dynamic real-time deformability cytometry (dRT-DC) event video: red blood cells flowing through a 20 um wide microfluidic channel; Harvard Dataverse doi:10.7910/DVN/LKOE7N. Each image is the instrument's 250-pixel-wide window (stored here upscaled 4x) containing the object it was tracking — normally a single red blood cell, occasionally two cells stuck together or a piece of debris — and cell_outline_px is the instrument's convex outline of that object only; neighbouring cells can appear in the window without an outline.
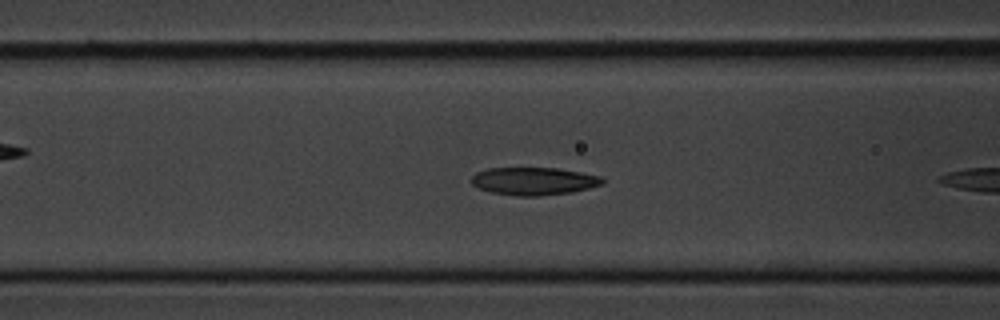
{"species": "common noctule bat (a hibernating species)", "species_latin": "Nyctalus noctula", "temperature_condition": "cold", "stored_images_in_passage": 43, "camera_frame_rate_fps": 3000, "um_per_image_px": 0.085, "animal": {"sex": "male", "body_mass_g": 20.1, "forearm_length_mm": 53.5}, "frame": {"image": 1, "passage_image": 8, "time_ms": 2.333, "image_size_px": [1000, 320], "cell_outline_px": [[604, 184], [572, 192], [536, 196], [516, 196], [492, 192], [480, 188], [472, 184], [472, 176], [476, 172], [488, 168], [560, 168], [600, 176], [604, 180]], "centroid_in_image_um": [45.38, 15.39], "position_along_channel_um": 121.2, "area_um2": 21.1}}
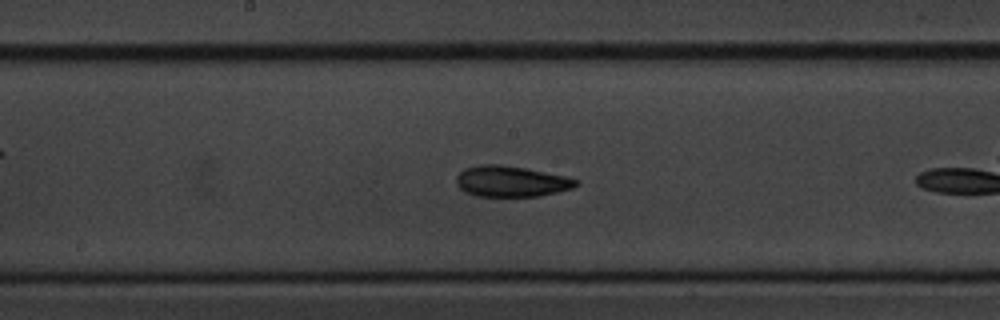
{"frame": {"image": 2, "passage_image": 15, "time_ms": 4.667, "image_size_px": [1000, 320], "cell_outline_px": [[580, 184], [572, 188], [540, 196], [476, 196], [464, 192], [456, 184], [456, 176], [464, 168], [480, 164], [500, 164], [524, 168], [564, 176], [580, 180]], "centroid_in_image_um": [43.42, 15.41], "position_along_channel_um": 204.8, "area_um2": 21.56}}
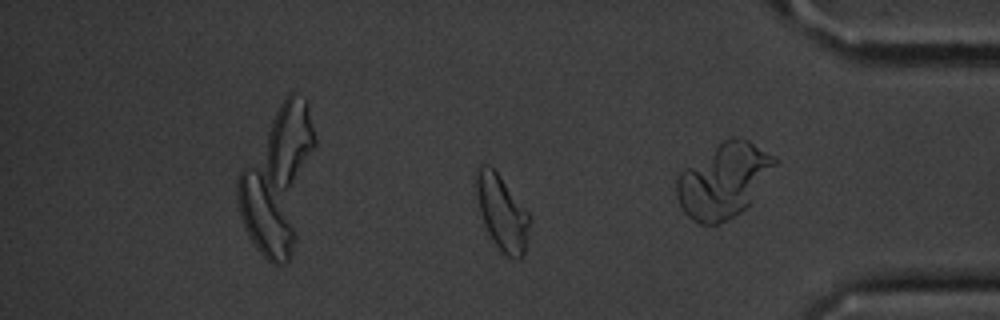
{"frame": {"image": 3, "passage_image": 33, "time_ms": 10.667, "image_size_px": [1000, 320], "cell_outline_px": [[532, 220], [524, 256], [520, 260], [516, 260], [508, 256], [492, 240], [484, 224], [480, 212], [476, 196], [476, 168], [480, 164], [488, 164], [500, 176], [532, 216]], "centroid_in_image_um": [42.7, 18.09], "position_along_channel_um": 392.5, "area_um2": 23.58}, "authors_computed_cell_mechanics": {"area_um2": 21.7906, "velocity_mm_per_s": 3.5608, "shape_relaxation_time_tau1_ms": 2.224, "shape_relaxation_time_tau2_ms": 2.5883, "deformation_change_tau1": 0.0893, "deformation_change_tau2": 0.0789}}